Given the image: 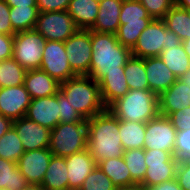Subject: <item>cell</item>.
<instances>
[{
  "mask_svg": "<svg viewBox=\"0 0 190 190\" xmlns=\"http://www.w3.org/2000/svg\"><path fill=\"white\" fill-rule=\"evenodd\" d=\"M10 21L15 32L32 30L39 14L37 6L10 7Z\"/></svg>",
  "mask_w": 190,
  "mask_h": 190,
  "instance_id": "obj_33",
  "label": "cell"
},
{
  "mask_svg": "<svg viewBox=\"0 0 190 190\" xmlns=\"http://www.w3.org/2000/svg\"><path fill=\"white\" fill-rule=\"evenodd\" d=\"M176 135L169 117L158 114L146 123L144 149H160L174 155Z\"/></svg>",
  "mask_w": 190,
  "mask_h": 190,
  "instance_id": "obj_13",
  "label": "cell"
},
{
  "mask_svg": "<svg viewBox=\"0 0 190 190\" xmlns=\"http://www.w3.org/2000/svg\"><path fill=\"white\" fill-rule=\"evenodd\" d=\"M159 114L169 116L171 113L190 107V86L177 79L175 83L158 96Z\"/></svg>",
  "mask_w": 190,
  "mask_h": 190,
  "instance_id": "obj_19",
  "label": "cell"
},
{
  "mask_svg": "<svg viewBox=\"0 0 190 190\" xmlns=\"http://www.w3.org/2000/svg\"><path fill=\"white\" fill-rule=\"evenodd\" d=\"M146 123L119 120V134L124 150L143 149Z\"/></svg>",
  "mask_w": 190,
  "mask_h": 190,
  "instance_id": "obj_28",
  "label": "cell"
},
{
  "mask_svg": "<svg viewBox=\"0 0 190 190\" xmlns=\"http://www.w3.org/2000/svg\"><path fill=\"white\" fill-rule=\"evenodd\" d=\"M144 190H182L176 179L165 181L155 186L144 185Z\"/></svg>",
  "mask_w": 190,
  "mask_h": 190,
  "instance_id": "obj_45",
  "label": "cell"
},
{
  "mask_svg": "<svg viewBox=\"0 0 190 190\" xmlns=\"http://www.w3.org/2000/svg\"><path fill=\"white\" fill-rule=\"evenodd\" d=\"M12 127L19 136L25 152L49 147L50 129L39 125L27 117L13 120Z\"/></svg>",
  "mask_w": 190,
  "mask_h": 190,
  "instance_id": "obj_14",
  "label": "cell"
},
{
  "mask_svg": "<svg viewBox=\"0 0 190 190\" xmlns=\"http://www.w3.org/2000/svg\"><path fill=\"white\" fill-rule=\"evenodd\" d=\"M101 170L112 180L117 188L132 186L137 184L125 164L123 157H113L104 159L97 164Z\"/></svg>",
  "mask_w": 190,
  "mask_h": 190,
  "instance_id": "obj_26",
  "label": "cell"
},
{
  "mask_svg": "<svg viewBox=\"0 0 190 190\" xmlns=\"http://www.w3.org/2000/svg\"><path fill=\"white\" fill-rule=\"evenodd\" d=\"M40 69L59 83L76 76L70 68L64 42L46 41Z\"/></svg>",
  "mask_w": 190,
  "mask_h": 190,
  "instance_id": "obj_12",
  "label": "cell"
},
{
  "mask_svg": "<svg viewBox=\"0 0 190 190\" xmlns=\"http://www.w3.org/2000/svg\"><path fill=\"white\" fill-rule=\"evenodd\" d=\"M24 86L31 99L54 96L59 92L60 83L41 69L27 70Z\"/></svg>",
  "mask_w": 190,
  "mask_h": 190,
  "instance_id": "obj_21",
  "label": "cell"
},
{
  "mask_svg": "<svg viewBox=\"0 0 190 190\" xmlns=\"http://www.w3.org/2000/svg\"><path fill=\"white\" fill-rule=\"evenodd\" d=\"M182 45H183L187 55L190 57V38L182 41Z\"/></svg>",
  "mask_w": 190,
  "mask_h": 190,
  "instance_id": "obj_50",
  "label": "cell"
},
{
  "mask_svg": "<svg viewBox=\"0 0 190 190\" xmlns=\"http://www.w3.org/2000/svg\"><path fill=\"white\" fill-rule=\"evenodd\" d=\"M52 156L48 148L24 152L17 166L29 184L41 185Z\"/></svg>",
  "mask_w": 190,
  "mask_h": 190,
  "instance_id": "obj_15",
  "label": "cell"
},
{
  "mask_svg": "<svg viewBox=\"0 0 190 190\" xmlns=\"http://www.w3.org/2000/svg\"><path fill=\"white\" fill-rule=\"evenodd\" d=\"M112 180L97 165L95 169L85 178L79 190H117Z\"/></svg>",
  "mask_w": 190,
  "mask_h": 190,
  "instance_id": "obj_36",
  "label": "cell"
},
{
  "mask_svg": "<svg viewBox=\"0 0 190 190\" xmlns=\"http://www.w3.org/2000/svg\"><path fill=\"white\" fill-rule=\"evenodd\" d=\"M65 157L52 156L41 187L45 190H69Z\"/></svg>",
  "mask_w": 190,
  "mask_h": 190,
  "instance_id": "obj_25",
  "label": "cell"
},
{
  "mask_svg": "<svg viewBox=\"0 0 190 190\" xmlns=\"http://www.w3.org/2000/svg\"><path fill=\"white\" fill-rule=\"evenodd\" d=\"M10 7H29L37 6L36 0H5Z\"/></svg>",
  "mask_w": 190,
  "mask_h": 190,
  "instance_id": "obj_46",
  "label": "cell"
},
{
  "mask_svg": "<svg viewBox=\"0 0 190 190\" xmlns=\"http://www.w3.org/2000/svg\"><path fill=\"white\" fill-rule=\"evenodd\" d=\"M122 2L123 0H99V12L90 30L116 34L120 25Z\"/></svg>",
  "mask_w": 190,
  "mask_h": 190,
  "instance_id": "obj_22",
  "label": "cell"
},
{
  "mask_svg": "<svg viewBox=\"0 0 190 190\" xmlns=\"http://www.w3.org/2000/svg\"><path fill=\"white\" fill-rule=\"evenodd\" d=\"M174 157L179 160H190V129L177 131Z\"/></svg>",
  "mask_w": 190,
  "mask_h": 190,
  "instance_id": "obj_39",
  "label": "cell"
},
{
  "mask_svg": "<svg viewBox=\"0 0 190 190\" xmlns=\"http://www.w3.org/2000/svg\"><path fill=\"white\" fill-rule=\"evenodd\" d=\"M46 39L34 29L16 32L13 58L26 70L40 69Z\"/></svg>",
  "mask_w": 190,
  "mask_h": 190,
  "instance_id": "obj_8",
  "label": "cell"
},
{
  "mask_svg": "<svg viewBox=\"0 0 190 190\" xmlns=\"http://www.w3.org/2000/svg\"><path fill=\"white\" fill-rule=\"evenodd\" d=\"M168 117L177 131L190 129V107L173 112Z\"/></svg>",
  "mask_w": 190,
  "mask_h": 190,
  "instance_id": "obj_41",
  "label": "cell"
},
{
  "mask_svg": "<svg viewBox=\"0 0 190 190\" xmlns=\"http://www.w3.org/2000/svg\"><path fill=\"white\" fill-rule=\"evenodd\" d=\"M119 120L109 110L87 119V150L97 162L122 157Z\"/></svg>",
  "mask_w": 190,
  "mask_h": 190,
  "instance_id": "obj_1",
  "label": "cell"
},
{
  "mask_svg": "<svg viewBox=\"0 0 190 190\" xmlns=\"http://www.w3.org/2000/svg\"><path fill=\"white\" fill-rule=\"evenodd\" d=\"M152 19H163L175 5V0H139Z\"/></svg>",
  "mask_w": 190,
  "mask_h": 190,
  "instance_id": "obj_37",
  "label": "cell"
},
{
  "mask_svg": "<svg viewBox=\"0 0 190 190\" xmlns=\"http://www.w3.org/2000/svg\"><path fill=\"white\" fill-rule=\"evenodd\" d=\"M59 91L84 119L92 118L107 109L101 99L99 83L88 75H76L60 83Z\"/></svg>",
  "mask_w": 190,
  "mask_h": 190,
  "instance_id": "obj_3",
  "label": "cell"
},
{
  "mask_svg": "<svg viewBox=\"0 0 190 190\" xmlns=\"http://www.w3.org/2000/svg\"><path fill=\"white\" fill-rule=\"evenodd\" d=\"M22 190H45L40 185H33L29 184L28 186L24 187Z\"/></svg>",
  "mask_w": 190,
  "mask_h": 190,
  "instance_id": "obj_51",
  "label": "cell"
},
{
  "mask_svg": "<svg viewBox=\"0 0 190 190\" xmlns=\"http://www.w3.org/2000/svg\"><path fill=\"white\" fill-rule=\"evenodd\" d=\"M69 190H79L85 178L95 169L97 162L87 149L65 157Z\"/></svg>",
  "mask_w": 190,
  "mask_h": 190,
  "instance_id": "obj_18",
  "label": "cell"
},
{
  "mask_svg": "<svg viewBox=\"0 0 190 190\" xmlns=\"http://www.w3.org/2000/svg\"><path fill=\"white\" fill-rule=\"evenodd\" d=\"M29 182L21 174L17 163L0 158V189L22 190Z\"/></svg>",
  "mask_w": 190,
  "mask_h": 190,
  "instance_id": "obj_29",
  "label": "cell"
},
{
  "mask_svg": "<svg viewBox=\"0 0 190 190\" xmlns=\"http://www.w3.org/2000/svg\"><path fill=\"white\" fill-rule=\"evenodd\" d=\"M70 68L76 75H87L92 58L91 30L78 29L65 42Z\"/></svg>",
  "mask_w": 190,
  "mask_h": 190,
  "instance_id": "obj_11",
  "label": "cell"
},
{
  "mask_svg": "<svg viewBox=\"0 0 190 190\" xmlns=\"http://www.w3.org/2000/svg\"><path fill=\"white\" fill-rule=\"evenodd\" d=\"M47 41L65 42L77 30L67 11L39 12L33 28Z\"/></svg>",
  "mask_w": 190,
  "mask_h": 190,
  "instance_id": "obj_9",
  "label": "cell"
},
{
  "mask_svg": "<svg viewBox=\"0 0 190 190\" xmlns=\"http://www.w3.org/2000/svg\"><path fill=\"white\" fill-rule=\"evenodd\" d=\"M159 57L178 79L190 71V57L182 44L163 49Z\"/></svg>",
  "mask_w": 190,
  "mask_h": 190,
  "instance_id": "obj_27",
  "label": "cell"
},
{
  "mask_svg": "<svg viewBox=\"0 0 190 190\" xmlns=\"http://www.w3.org/2000/svg\"><path fill=\"white\" fill-rule=\"evenodd\" d=\"M26 71L14 58L0 61V88L24 84Z\"/></svg>",
  "mask_w": 190,
  "mask_h": 190,
  "instance_id": "obj_32",
  "label": "cell"
},
{
  "mask_svg": "<svg viewBox=\"0 0 190 190\" xmlns=\"http://www.w3.org/2000/svg\"><path fill=\"white\" fill-rule=\"evenodd\" d=\"M124 72L129 90H149L143 58L131 56L124 66Z\"/></svg>",
  "mask_w": 190,
  "mask_h": 190,
  "instance_id": "obj_31",
  "label": "cell"
},
{
  "mask_svg": "<svg viewBox=\"0 0 190 190\" xmlns=\"http://www.w3.org/2000/svg\"><path fill=\"white\" fill-rule=\"evenodd\" d=\"M98 83L101 99L106 108L129 92L124 71L109 72Z\"/></svg>",
  "mask_w": 190,
  "mask_h": 190,
  "instance_id": "obj_23",
  "label": "cell"
},
{
  "mask_svg": "<svg viewBox=\"0 0 190 190\" xmlns=\"http://www.w3.org/2000/svg\"><path fill=\"white\" fill-rule=\"evenodd\" d=\"M181 79L183 82H185L186 84H188L190 86V71L185 76H183Z\"/></svg>",
  "mask_w": 190,
  "mask_h": 190,
  "instance_id": "obj_52",
  "label": "cell"
},
{
  "mask_svg": "<svg viewBox=\"0 0 190 190\" xmlns=\"http://www.w3.org/2000/svg\"><path fill=\"white\" fill-rule=\"evenodd\" d=\"M9 13L10 6L5 0H0V34L14 35L16 33L12 28Z\"/></svg>",
  "mask_w": 190,
  "mask_h": 190,
  "instance_id": "obj_42",
  "label": "cell"
},
{
  "mask_svg": "<svg viewBox=\"0 0 190 190\" xmlns=\"http://www.w3.org/2000/svg\"><path fill=\"white\" fill-rule=\"evenodd\" d=\"M144 66L149 90L158 96L168 90L178 79L160 57L144 58Z\"/></svg>",
  "mask_w": 190,
  "mask_h": 190,
  "instance_id": "obj_20",
  "label": "cell"
},
{
  "mask_svg": "<svg viewBox=\"0 0 190 190\" xmlns=\"http://www.w3.org/2000/svg\"><path fill=\"white\" fill-rule=\"evenodd\" d=\"M12 120L0 114V137L12 126Z\"/></svg>",
  "mask_w": 190,
  "mask_h": 190,
  "instance_id": "obj_47",
  "label": "cell"
},
{
  "mask_svg": "<svg viewBox=\"0 0 190 190\" xmlns=\"http://www.w3.org/2000/svg\"><path fill=\"white\" fill-rule=\"evenodd\" d=\"M24 152L23 144L15 129L11 126L9 130L0 137V158L17 163Z\"/></svg>",
  "mask_w": 190,
  "mask_h": 190,
  "instance_id": "obj_34",
  "label": "cell"
},
{
  "mask_svg": "<svg viewBox=\"0 0 190 190\" xmlns=\"http://www.w3.org/2000/svg\"><path fill=\"white\" fill-rule=\"evenodd\" d=\"M92 58L87 74L99 82L109 72L124 71V66L132 56L131 49L117 40L116 34L99 33L91 30Z\"/></svg>",
  "mask_w": 190,
  "mask_h": 190,
  "instance_id": "obj_2",
  "label": "cell"
},
{
  "mask_svg": "<svg viewBox=\"0 0 190 190\" xmlns=\"http://www.w3.org/2000/svg\"><path fill=\"white\" fill-rule=\"evenodd\" d=\"M178 160L168 151L145 149V178L140 183L155 186L168 180L175 179Z\"/></svg>",
  "mask_w": 190,
  "mask_h": 190,
  "instance_id": "obj_10",
  "label": "cell"
},
{
  "mask_svg": "<svg viewBox=\"0 0 190 190\" xmlns=\"http://www.w3.org/2000/svg\"><path fill=\"white\" fill-rule=\"evenodd\" d=\"M25 117L50 130L54 129L60 123V105L57 101V94L31 99Z\"/></svg>",
  "mask_w": 190,
  "mask_h": 190,
  "instance_id": "obj_17",
  "label": "cell"
},
{
  "mask_svg": "<svg viewBox=\"0 0 190 190\" xmlns=\"http://www.w3.org/2000/svg\"><path fill=\"white\" fill-rule=\"evenodd\" d=\"M39 12L67 11L70 0H36Z\"/></svg>",
  "mask_w": 190,
  "mask_h": 190,
  "instance_id": "obj_43",
  "label": "cell"
},
{
  "mask_svg": "<svg viewBox=\"0 0 190 190\" xmlns=\"http://www.w3.org/2000/svg\"><path fill=\"white\" fill-rule=\"evenodd\" d=\"M175 5L190 11V0H175Z\"/></svg>",
  "mask_w": 190,
  "mask_h": 190,
  "instance_id": "obj_48",
  "label": "cell"
},
{
  "mask_svg": "<svg viewBox=\"0 0 190 190\" xmlns=\"http://www.w3.org/2000/svg\"><path fill=\"white\" fill-rule=\"evenodd\" d=\"M163 21L167 29L177 34L181 41L190 38V11L174 5Z\"/></svg>",
  "mask_w": 190,
  "mask_h": 190,
  "instance_id": "obj_30",
  "label": "cell"
},
{
  "mask_svg": "<svg viewBox=\"0 0 190 190\" xmlns=\"http://www.w3.org/2000/svg\"><path fill=\"white\" fill-rule=\"evenodd\" d=\"M48 149L59 157L87 149V119L81 123H59L51 130Z\"/></svg>",
  "mask_w": 190,
  "mask_h": 190,
  "instance_id": "obj_7",
  "label": "cell"
},
{
  "mask_svg": "<svg viewBox=\"0 0 190 190\" xmlns=\"http://www.w3.org/2000/svg\"><path fill=\"white\" fill-rule=\"evenodd\" d=\"M175 179L182 190H190V160H179Z\"/></svg>",
  "mask_w": 190,
  "mask_h": 190,
  "instance_id": "obj_40",
  "label": "cell"
},
{
  "mask_svg": "<svg viewBox=\"0 0 190 190\" xmlns=\"http://www.w3.org/2000/svg\"><path fill=\"white\" fill-rule=\"evenodd\" d=\"M117 190H144V185L142 184H135L132 186H125L122 188H118Z\"/></svg>",
  "mask_w": 190,
  "mask_h": 190,
  "instance_id": "obj_49",
  "label": "cell"
},
{
  "mask_svg": "<svg viewBox=\"0 0 190 190\" xmlns=\"http://www.w3.org/2000/svg\"><path fill=\"white\" fill-rule=\"evenodd\" d=\"M181 44L179 36L167 29L163 19H152L131 51L137 58L159 57L163 49Z\"/></svg>",
  "mask_w": 190,
  "mask_h": 190,
  "instance_id": "obj_5",
  "label": "cell"
},
{
  "mask_svg": "<svg viewBox=\"0 0 190 190\" xmlns=\"http://www.w3.org/2000/svg\"><path fill=\"white\" fill-rule=\"evenodd\" d=\"M57 101L60 105V123H81L84 118L71 107L65 96L59 91Z\"/></svg>",
  "mask_w": 190,
  "mask_h": 190,
  "instance_id": "obj_38",
  "label": "cell"
},
{
  "mask_svg": "<svg viewBox=\"0 0 190 190\" xmlns=\"http://www.w3.org/2000/svg\"><path fill=\"white\" fill-rule=\"evenodd\" d=\"M151 20V16L139 0H123L119 16L120 25L116 32L118 42L132 49Z\"/></svg>",
  "mask_w": 190,
  "mask_h": 190,
  "instance_id": "obj_6",
  "label": "cell"
},
{
  "mask_svg": "<svg viewBox=\"0 0 190 190\" xmlns=\"http://www.w3.org/2000/svg\"><path fill=\"white\" fill-rule=\"evenodd\" d=\"M118 120L147 123L159 114L158 95L151 90L133 89L108 108Z\"/></svg>",
  "mask_w": 190,
  "mask_h": 190,
  "instance_id": "obj_4",
  "label": "cell"
},
{
  "mask_svg": "<svg viewBox=\"0 0 190 190\" xmlns=\"http://www.w3.org/2000/svg\"><path fill=\"white\" fill-rule=\"evenodd\" d=\"M31 103L30 94L24 84L0 88V114L12 121L26 116Z\"/></svg>",
  "mask_w": 190,
  "mask_h": 190,
  "instance_id": "obj_16",
  "label": "cell"
},
{
  "mask_svg": "<svg viewBox=\"0 0 190 190\" xmlns=\"http://www.w3.org/2000/svg\"><path fill=\"white\" fill-rule=\"evenodd\" d=\"M14 35L0 34V61L13 58Z\"/></svg>",
  "mask_w": 190,
  "mask_h": 190,
  "instance_id": "obj_44",
  "label": "cell"
},
{
  "mask_svg": "<svg viewBox=\"0 0 190 190\" xmlns=\"http://www.w3.org/2000/svg\"><path fill=\"white\" fill-rule=\"evenodd\" d=\"M99 0H70L67 12L78 29L90 30L99 12Z\"/></svg>",
  "mask_w": 190,
  "mask_h": 190,
  "instance_id": "obj_24",
  "label": "cell"
},
{
  "mask_svg": "<svg viewBox=\"0 0 190 190\" xmlns=\"http://www.w3.org/2000/svg\"><path fill=\"white\" fill-rule=\"evenodd\" d=\"M122 157L131 173V178L137 184H140L145 178L147 169V165L145 164V149L125 150Z\"/></svg>",
  "mask_w": 190,
  "mask_h": 190,
  "instance_id": "obj_35",
  "label": "cell"
}]
</instances>
